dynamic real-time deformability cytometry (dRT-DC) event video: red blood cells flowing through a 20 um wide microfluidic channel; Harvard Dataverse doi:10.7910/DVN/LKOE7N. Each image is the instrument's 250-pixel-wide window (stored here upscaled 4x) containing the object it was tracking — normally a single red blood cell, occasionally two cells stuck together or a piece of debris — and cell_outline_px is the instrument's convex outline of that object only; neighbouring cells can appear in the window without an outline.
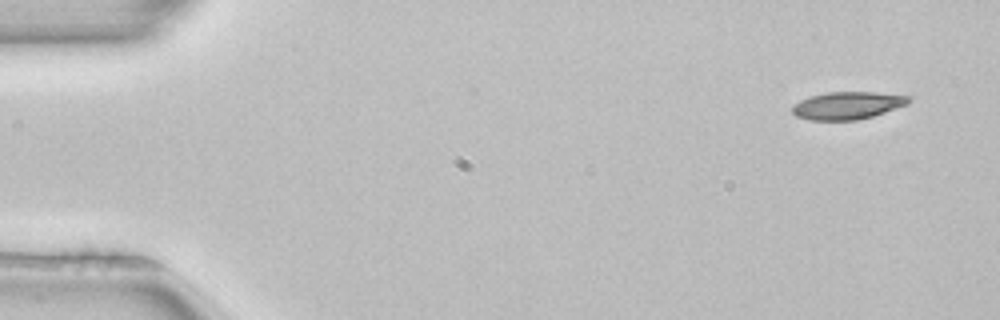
{"species": "common noctule bat (a hibernating species)", "species_latin": "Nyctalus noctula", "temperature_condition": "room temperature", "stored_images_in_passage": 4, "camera_frame_rate_fps": 3000, "um_per_image_px": 0.085, "animal": {"sex": "female", "body_mass_g": 22.7, "forearm_length_mm": 54.2}, "frame": {"image": 1, "passage_image": 1, "time_ms": 0.0, "image_size_px": [1000, 320], "cell_outline_px": [[912, 100], [908, 104], [872, 116], [856, 120], [808, 120], [796, 116], [792, 112], [792, 104], [800, 100], [812, 96], [828, 92], [876, 92], [912, 96]], "centroid_in_image_um": [72.04, 8.96], "position_along_channel_um": 13.0, "area_um2": 18.73}}
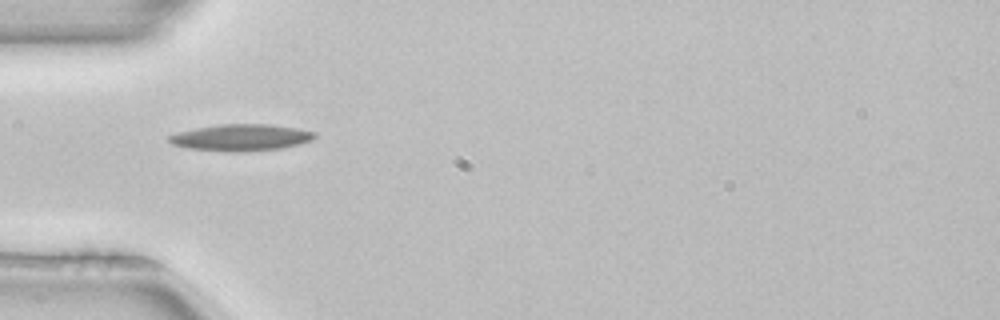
{"frame": {"image": 2, "passage_image": 4, "time_ms": 1.0, "image_size_px": [1000, 320], "cell_outline_px": [[316, 136], [312, 140], [300, 144], [280, 148], [240, 152], [228, 152], [188, 148], [172, 144], [168, 140], [168, 136], [180, 132], [196, 128], [220, 124], [268, 124], [296, 128], [316, 132]], "centroid_in_image_um": [20.5, 11.69], "position_along_channel_um": 64.5, "area_um2": 22.48}}